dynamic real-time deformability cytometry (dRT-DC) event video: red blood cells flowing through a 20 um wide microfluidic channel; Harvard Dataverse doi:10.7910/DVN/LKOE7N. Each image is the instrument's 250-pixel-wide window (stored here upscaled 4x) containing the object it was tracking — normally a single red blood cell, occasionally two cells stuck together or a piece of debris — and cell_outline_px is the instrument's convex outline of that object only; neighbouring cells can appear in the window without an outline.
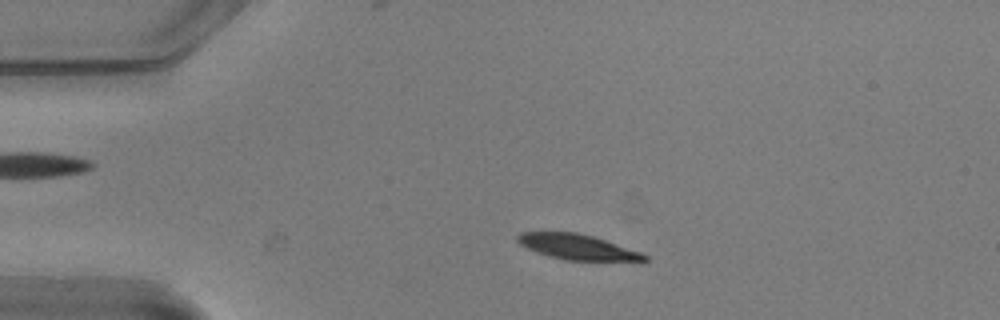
{"species": "common noctule bat (a hibernating species)", "species_latin": "Nyctalus noctula", "temperature_condition": "warm", "stored_images_in_passage": 51, "camera_frame_rate_fps": 3000, "um_per_image_px": 0.085, "animal": {"sex": "male", "body_mass_g": 20.5, "forearm_length_mm": 52.5}, "frame": {"image": 1, "passage_image": 8, "time_ms": 2.333, "image_size_px": [1000, 320], "cell_outline_px": [[648, 260], [564, 260], [548, 256], [536, 252], [520, 244], [516, 240], [516, 236], [520, 232], [576, 232], [592, 236], [640, 252], [648, 256]], "centroid_in_image_um": [48.99, 20.98], "position_along_channel_um": 36.0, "area_um2": 18.32}}
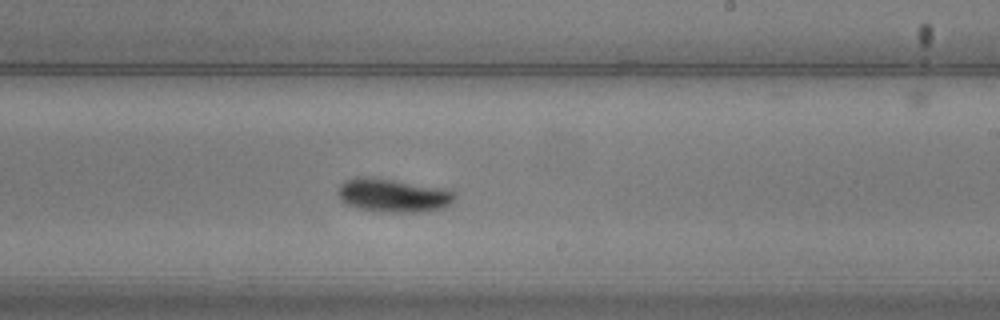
{"frame": {"image": 2, "passage_image": 29, "time_ms": 9.333, "image_size_px": [1000, 320], "cell_outline_px": [[456, 196], [444, 208], [420, 212], [380, 212], [360, 208], [348, 204], [340, 200], [336, 192], [340, 184], [344, 180], [356, 176], [368, 176], [392, 180], [436, 188], [456, 192]], "centroid_in_image_um": [33.32, 16.61], "position_along_channel_um": 255.7, "area_um2": 22.54}}
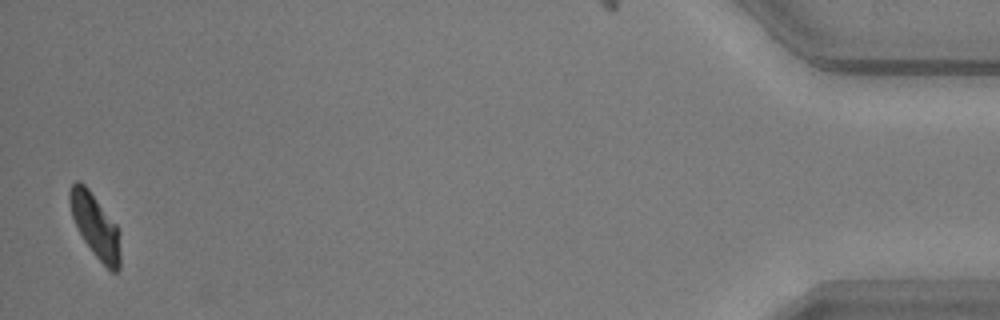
{"frame": {"image": 3, "passage_image": 50, "time_ms": 16.333, "image_size_px": [1000, 320], "cell_outline_px": [[120, 268], [116, 272], [112, 272], [92, 252], [84, 240], [72, 216], [68, 200], [68, 192], [72, 184], [76, 180], [80, 180], [88, 188], [116, 224], [120, 232]], "centroid_in_image_um": [8.11, 19.17], "position_along_channel_um": 427.1, "area_um2": 18.73}, "authors_computed_cell_mechanics": {"area_um2": 20.9236, "velocity_mm_per_s": 3.7103, "shape_relaxation_time_tau1_ms": 2.3012, "shape_relaxation_time_tau2_ms": 6.8183, "deformation_change_tau1": 0.1469, "deformation_change_tau2": 0.1088}}